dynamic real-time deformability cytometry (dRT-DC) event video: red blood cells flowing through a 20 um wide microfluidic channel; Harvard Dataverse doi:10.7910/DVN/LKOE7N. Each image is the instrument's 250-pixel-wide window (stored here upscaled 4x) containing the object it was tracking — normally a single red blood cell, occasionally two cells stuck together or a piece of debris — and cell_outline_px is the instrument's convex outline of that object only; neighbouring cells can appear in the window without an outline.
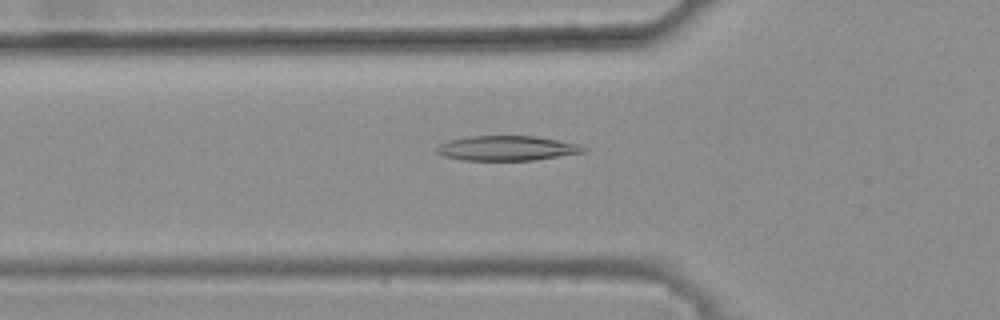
{"species": "common noctule bat (a hibernating species)", "species_latin": "Nyctalus noctula", "temperature_condition": "warm", "stored_images_in_passage": 38, "camera_frame_rate_fps": 3000, "um_per_image_px": 0.085, "animal": {"sex": "female", "body_mass_g": 25.1}, "frame": {"image": 1, "passage_image": 9, "time_ms": 2.667, "image_size_px": [1000, 320], "cell_outline_px": [[588, 148], [584, 152], [536, 160], [464, 160], [444, 156], [436, 152], [436, 148], [440, 144], [448, 140], [468, 136], [536, 136], [580, 144]], "centroid_in_image_um": [43.1, 12.59], "position_along_channel_um": 82.7, "area_um2": 21.27}}
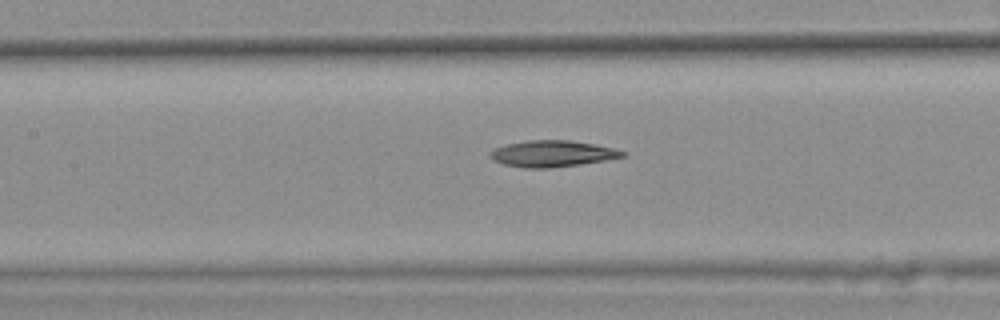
{"frame": {"image": 2, "passage_image": 15, "time_ms": 4.667, "image_size_px": [1000, 320], "cell_outline_px": [[624, 156], [604, 160], [580, 164], [548, 168], [524, 168], [504, 164], [488, 156], [488, 152], [496, 148], [508, 144], [528, 140], [568, 140], [592, 144], [612, 148], [624, 152]], "centroid_in_image_um": [46.89, 13.06], "position_along_channel_um": 160.5, "area_um2": 19.88}}
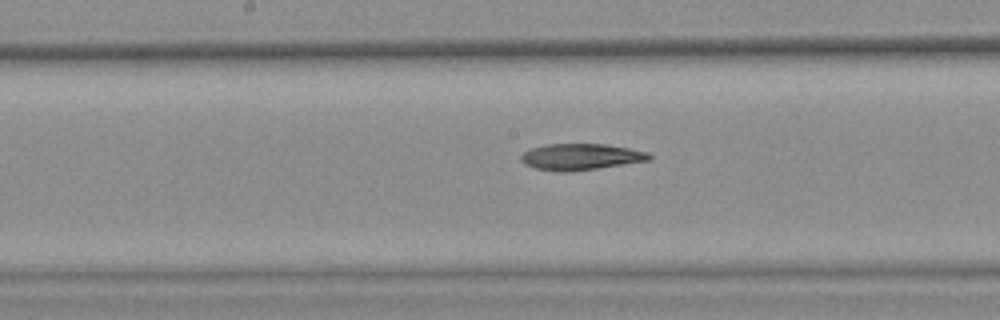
{"frame": {"image": 3, "passage_image": 18, "time_ms": 5.667, "image_size_px": [1000, 320], "cell_outline_px": [[652, 160], [568, 172], [560, 172], [536, 168], [524, 164], [520, 160], [520, 156], [528, 148], [548, 144], [604, 144], [628, 148], [648, 152], [652, 156]], "centroid_in_image_um": [49.34, 13.32], "position_along_channel_um": 198.9, "area_um2": 19.65}}